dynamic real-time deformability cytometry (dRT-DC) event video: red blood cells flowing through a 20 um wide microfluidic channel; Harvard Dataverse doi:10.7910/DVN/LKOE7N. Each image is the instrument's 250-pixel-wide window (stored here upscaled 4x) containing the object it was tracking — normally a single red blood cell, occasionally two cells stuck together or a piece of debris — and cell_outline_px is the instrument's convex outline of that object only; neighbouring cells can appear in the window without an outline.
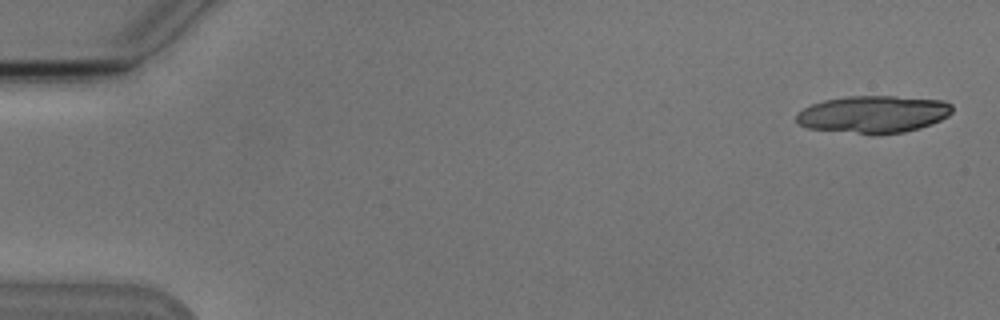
{"species": "Egyptian fruit bat (a non-hibernating species)", "species_latin": "Rousettus aegyptiacus", "temperature_condition": "cold", "stored_images_in_passage": 5, "camera_frame_rate_fps": 3000, "um_per_image_px": 0.085, "animal": {"sex": "male"}, "frame": {"image": 1, "passage_image": 1, "time_ms": 0.0, "image_size_px": [1000, 320], "cell_outline_px": [[952, 112], [948, 116], [940, 120], [920, 128], [904, 132], [872, 136], [808, 128], [800, 124], [796, 120], [796, 112], [812, 104], [824, 100], [848, 96], [896, 96], [944, 100], [952, 104]], "centroid_in_image_um": [74.23, 9.73], "position_along_channel_um": 10.8, "area_um2": 34.39}}